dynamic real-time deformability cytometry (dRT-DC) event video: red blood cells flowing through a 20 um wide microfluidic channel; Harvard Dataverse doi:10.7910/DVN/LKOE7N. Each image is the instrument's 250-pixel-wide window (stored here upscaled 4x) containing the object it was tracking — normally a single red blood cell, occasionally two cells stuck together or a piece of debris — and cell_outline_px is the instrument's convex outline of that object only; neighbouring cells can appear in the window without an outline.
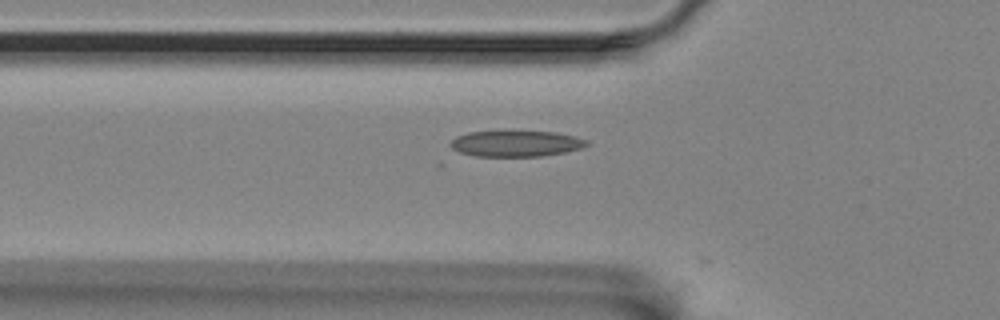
{"species": "Egyptian fruit bat (a non-hibernating species)", "species_latin": "Rousettus aegyptiacus", "temperature_condition": "room temperature", "stored_images_in_passage": 6, "camera_frame_rate_fps": 3000, "um_per_image_px": 0.085, "animal": {"sex": "female"}, "frame": {"image": 1, "passage_image": 3, "time_ms": 0.667, "image_size_px": [1000, 320], "cell_outline_px": [[588, 144], [580, 148], [564, 152], [540, 156], [476, 156], [460, 152], [452, 148], [448, 144], [456, 136], [468, 132], [556, 132], [588, 140]], "centroid_in_image_um": [43.82, 12.21], "position_along_channel_um": 82.0, "area_um2": 20.23}}